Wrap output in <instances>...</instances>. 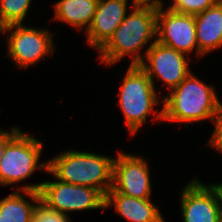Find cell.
Returning <instances> with one entry per match:
<instances>
[{
  "mask_svg": "<svg viewBox=\"0 0 222 222\" xmlns=\"http://www.w3.org/2000/svg\"><path fill=\"white\" fill-rule=\"evenodd\" d=\"M157 7L132 2L131 13L98 50L100 62L111 65L129 55L133 57L131 65H139L144 60L141 48L153 37L157 38Z\"/></svg>",
  "mask_w": 222,
  "mask_h": 222,
  "instance_id": "cell-1",
  "label": "cell"
},
{
  "mask_svg": "<svg viewBox=\"0 0 222 222\" xmlns=\"http://www.w3.org/2000/svg\"><path fill=\"white\" fill-rule=\"evenodd\" d=\"M163 121L193 123L210 119L222 106L214 86H208L192 72L175 88L169 96L163 97Z\"/></svg>",
  "mask_w": 222,
  "mask_h": 222,
  "instance_id": "cell-2",
  "label": "cell"
},
{
  "mask_svg": "<svg viewBox=\"0 0 222 222\" xmlns=\"http://www.w3.org/2000/svg\"><path fill=\"white\" fill-rule=\"evenodd\" d=\"M113 158L68 150L48 161L47 173L60 182L95 188L105 196L112 188Z\"/></svg>",
  "mask_w": 222,
  "mask_h": 222,
  "instance_id": "cell-3",
  "label": "cell"
},
{
  "mask_svg": "<svg viewBox=\"0 0 222 222\" xmlns=\"http://www.w3.org/2000/svg\"><path fill=\"white\" fill-rule=\"evenodd\" d=\"M119 92V106L131 134L138 132L149 114H156L155 119L163 120L162 109L154 111L160 105L156 88L146 72L139 65H129Z\"/></svg>",
  "mask_w": 222,
  "mask_h": 222,
  "instance_id": "cell-4",
  "label": "cell"
},
{
  "mask_svg": "<svg viewBox=\"0 0 222 222\" xmlns=\"http://www.w3.org/2000/svg\"><path fill=\"white\" fill-rule=\"evenodd\" d=\"M21 131L5 147L0 161L1 185H11L29 178L36 169L48 171V161L39 163L43 142Z\"/></svg>",
  "mask_w": 222,
  "mask_h": 222,
  "instance_id": "cell-5",
  "label": "cell"
},
{
  "mask_svg": "<svg viewBox=\"0 0 222 222\" xmlns=\"http://www.w3.org/2000/svg\"><path fill=\"white\" fill-rule=\"evenodd\" d=\"M40 203L51 211L66 212L105 209V196L97 189L55 181L41 182Z\"/></svg>",
  "mask_w": 222,
  "mask_h": 222,
  "instance_id": "cell-6",
  "label": "cell"
},
{
  "mask_svg": "<svg viewBox=\"0 0 222 222\" xmlns=\"http://www.w3.org/2000/svg\"><path fill=\"white\" fill-rule=\"evenodd\" d=\"M9 31L7 37L8 56L18 65L26 68L54 52L53 34L49 29L26 27L23 24H11L1 28V33Z\"/></svg>",
  "mask_w": 222,
  "mask_h": 222,
  "instance_id": "cell-7",
  "label": "cell"
},
{
  "mask_svg": "<svg viewBox=\"0 0 222 222\" xmlns=\"http://www.w3.org/2000/svg\"><path fill=\"white\" fill-rule=\"evenodd\" d=\"M144 59L139 66L146 72L154 87V78L163 80L170 91L177 87L190 73L185 54L160 44L157 39L144 52Z\"/></svg>",
  "mask_w": 222,
  "mask_h": 222,
  "instance_id": "cell-8",
  "label": "cell"
},
{
  "mask_svg": "<svg viewBox=\"0 0 222 222\" xmlns=\"http://www.w3.org/2000/svg\"><path fill=\"white\" fill-rule=\"evenodd\" d=\"M157 41L183 54L193 50L197 55L204 56L199 50L196 37L195 17L178 13L163 5L157 7Z\"/></svg>",
  "mask_w": 222,
  "mask_h": 222,
  "instance_id": "cell-9",
  "label": "cell"
},
{
  "mask_svg": "<svg viewBox=\"0 0 222 222\" xmlns=\"http://www.w3.org/2000/svg\"><path fill=\"white\" fill-rule=\"evenodd\" d=\"M151 187L147 162L140 156L118 152L117 158L113 160L112 188L109 191L148 199Z\"/></svg>",
  "mask_w": 222,
  "mask_h": 222,
  "instance_id": "cell-10",
  "label": "cell"
},
{
  "mask_svg": "<svg viewBox=\"0 0 222 222\" xmlns=\"http://www.w3.org/2000/svg\"><path fill=\"white\" fill-rule=\"evenodd\" d=\"M181 192L183 222H219L216 183L205 185L194 178Z\"/></svg>",
  "mask_w": 222,
  "mask_h": 222,
  "instance_id": "cell-11",
  "label": "cell"
},
{
  "mask_svg": "<svg viewBox=\"0 0 222 222\" xmlns=\"http://www.w3.org/2000/svg\"><path fill=\"white\" fill-rule=\"evenodd\" d=\"M128 0H98L92 23L86 29L87 42L99 50L127 15Z\"/></svg>",
  "mask_w": 222,
  "mask_h": 222,
  "instance_id": "cell-12",
  "label": "cell"
},
{
  "mask_svg": "<svg viewBox=\"0 0 222 222\" xmlns=\"http://www.w3.org/2000/svg\"><path fill=\"white\" fill-rule=\"evenodd\" d=\"M113 205L117 213L130 222H165L151 198L139 199L117 191H108L105 195V208Z\"/></svg>",
  "mask_w": 222,
  "mask_h": 222,
  "instance_id": "cell-13",
  "label": "cell"
},
{
  "mask_svg": "<svg viewBox=\"0 0 222 222\" xmlns=\"http://www.w3.org/2000/svg\"><path fill=\"white\" fill-rule=\"evenodd\" d=\"M41 185L42 183H37L18 187L17 192L15 191L0 200V222H31L33 214L40 204L39 190ZM22 192L34 203L31 204L30 201H27Z\"/></svg>",
  "mask_w": 222,
  "mask_h": 222,
  "instance_id": "cell-14",
  "label": "cell"
},
{
  "mask_svg": "<svg viewBox=\"0 0 222 222\" xmlns=\"http://www.w3.org/2000/svg\"><path fill=\"white\" fill-rule=\"evenodd\" d=\"M195 17L198 50L207 55L222 46V0Z\"/></svg>",
  "mask_w": 222,
  "mask_h": 222,
  "instance_id": "cell-15",
  "label": "cell"
},
{
  "mask_svg": "<svg viewBox=\"0 0 222 222\" xmlns=\"http://www.w3.org/2000/svg\"><path fill=\"white\" fill-rule=\"evenodd\" d=\"M98 0H60L54 5L55 20L69 23L79 30L92 23Z\"/></svg>",
  "mask_w": 222,
  "mask_h": 222,
  "instance_id": "cell-16",
  "label": "cell"
},
{
  "mask_svg": "<svg viewBox=\"0 0 222 222\" xmlns=\"http://www.w3.org/2000/svg\"><path fill=\"white\" fill-rule=\"evenodd\" d=\"M32 0H0V28L22 24Z\"/></svg>",
  "mask_w": 222,
  "mask_h": 222,
  "instance_id": "cell-17",
  "label": "cell"
},
{
  "mask_svg": "<svg viewBox=\"0 0 222 222\" xmlns=\"http://www.w3.org/2000/svg\"><path fill=\"white\" fill-rule=\"evenodd\" d=\"M218 0H173L169 10L196 16L213 6Z\"/></svg>",
  "mask_w": 222,
  "mask_h": 222,
  "instance_id": "cell-18",
  "label": "cell"
},
{
  "mask_svg": "<svg viewBox=\"0 0 222 222\" xmlns=\"http://www.w3.org/2000/svg\"><path fill=\"white\" fill-rule=\"evenodd\" d=\"M68 216L51 211L44 207L41 203L35 210L31 222H70Z\"/></svg>",
  "mask_w": 222,
  "mask_h": 222,
  "instance_id": "cell-19",
  "label": "cell"
},
{
  "mask_svg": "<svg viewBox=\"0 0 222 222\" xmlns=\"http://www.w3.org/2000/svg\"><path fill=\"white\" fill-rule=\"evenodd\" d=\"M212 122L215 125V130L208 144L217 151L222 152V106L216 111V114L212 118Z\"/></svg>",
  "mask_w": 222,
  "mask_h": 222,
  "instance_id": "cell-20",
  "label": "cell"
},
{
  "mask_svg": "<svg viewBox=\"0 0 222 222\" xmlns=\"http://www.w3.org/2000/svg\"><path fill=\"white\" fill-rule=\"evenodd\" d=\"M19 128H12L11 132L0 129V161L8 142L20 131Z\"/></svg>",
  "mask_w": 222,
  "mask_h": 222,
  "instance_id": "cell-21",
  "label": "cell"
},
{
  "mask_svg": "<svg viewBox=\"0 0 222 222\" xmlns=\"http://www.w3.org/2000/svg\"><path fill=\"white\" fill-rule=\"evenodd\" d=\"M217 212L219 222H222V183L216 184Z\"/></svg>",
  "mask_w": 222,
  "mask_h": 222,
  "instance_id": "cell-22",
  "label": "cell"
},
{
  "mask_svg": "<svg viewBox=\"0 0 222 222\" xmlns=\"http://www.w3.org/2000/svg\"><path fill=\"white\" fill-rule=\"evenodd\" d=\"M135 4L162 6L161 0H133Z\"/></svg>",
  "mask_w": 222,
  "mask_h": 222,
  "instance_id": "cell-23",
  "label": "cell"
}]
</instances>
